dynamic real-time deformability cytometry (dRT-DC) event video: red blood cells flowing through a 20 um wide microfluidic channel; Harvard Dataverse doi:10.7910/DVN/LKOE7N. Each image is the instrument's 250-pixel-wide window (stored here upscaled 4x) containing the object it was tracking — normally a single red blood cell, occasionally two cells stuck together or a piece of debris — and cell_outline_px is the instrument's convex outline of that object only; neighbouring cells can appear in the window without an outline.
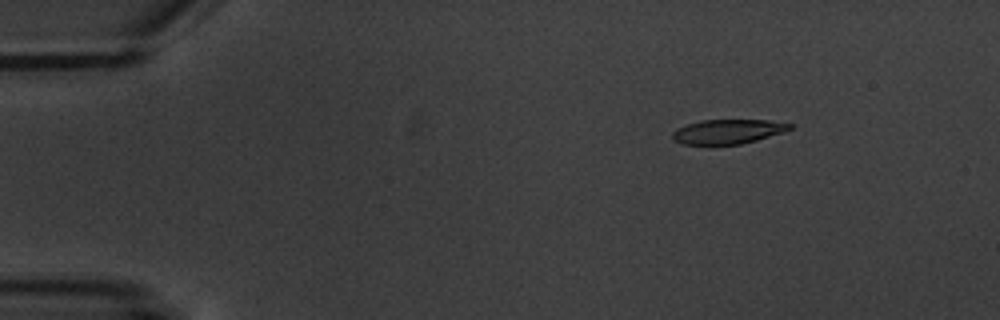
{"species": "common noctule bat (a hibernating species)", "species_latin": "Nyctalus noctula", "temperature_condition": "warm", "stored_images_in_passage": 14, "camera_frame_rate_fps": 3000, "um_per_image_px": 0.085, "animal": {"sex": "male", "body_mass_g": 20.1, "forearm_length_mm": 53.5}, "frame": {"image": 1, "passage_image": 2, "time_ms": 1.667, "image_size_px": [1000, 320], "cell_outline_px": [[792, 128], [784, 132], [756, 140], [740, 144], [684, 144], [672, 140], [672, 132], [676, 128], [700, 120], [768, 120], [792, 124]], "centroid_in_image_um": [61.85, 11.18], "position_along_channel_um": 23.2, "area_um2": 16.65}}
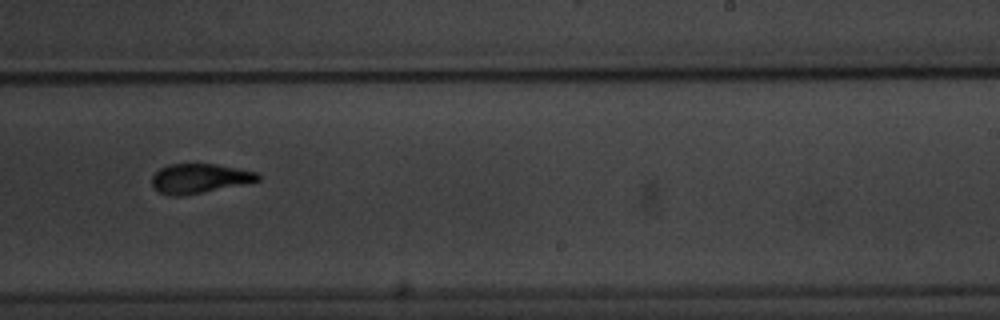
{"frame": {"image": 2, "passage_image": 9, "time_ms": 11.0, "image_size_px": [1000, 320], "cell_outline_px": [[260, 180], [204, 192], [180, 196], [168, 196], [152, 188], [152, 176], [160, 168], [168, 164], [216, 164], [260, 172]], "centroid_in_image_um": [16.94, 15.16], "position_along_channel_um": 272.1, "area_um2": 18.26}}
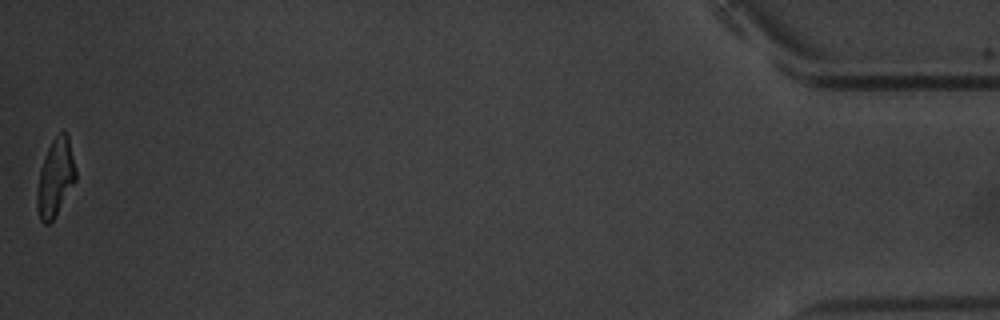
{"frame": {"image": 3, "passage_image": 14, "time_ms": 18.0, "image_size_px": [1000, 320], "cell_outline_px": [[76, 180], [52, 220], [48, 224], [44, 224], [40, 220], [36, 208], [36, 192], [40, 168], [48, 148], [52, 140], [64, 128], [68, 132], [76, 172]], "centroid_in_image_um": [4.7, 15.07], "position_along_channel_um": 430.5, "area_um2": 17.51}, "authors_computed_cell_mechanics": {"area_um2": 19.1029, "velocity_mm_per_s": 3.5553, "shape_relaxation_time_tau1_ms": 3.2087, "shape_relaxation_time_tau2_ms": 1.5825, "deformation_change_tau1": 0.1481, "deformation_change_tau2": 0.0755}}